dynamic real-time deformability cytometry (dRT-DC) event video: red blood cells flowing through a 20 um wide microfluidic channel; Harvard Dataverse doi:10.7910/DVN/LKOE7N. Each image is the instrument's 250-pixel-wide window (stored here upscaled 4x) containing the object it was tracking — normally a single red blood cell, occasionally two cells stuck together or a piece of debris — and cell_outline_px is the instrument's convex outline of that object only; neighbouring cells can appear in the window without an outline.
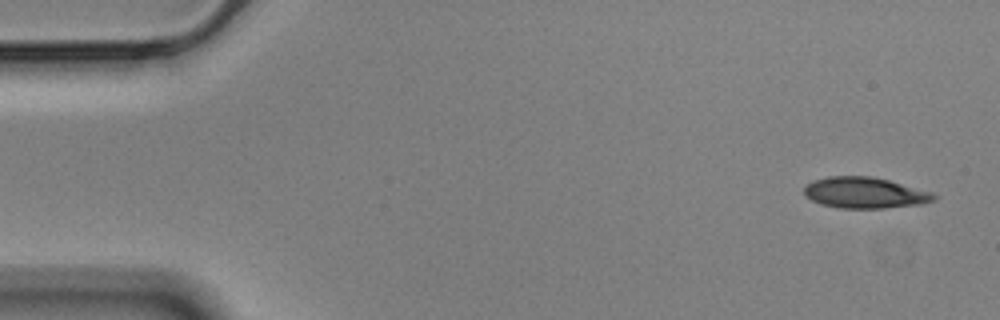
{"species": "Egyptian fruit bat (a non-hibernating species)", "species_latin": "Rousettus aegyptiacus", "temperature_condition": "cold", "stored_images_in_passage": 54, "camera_frame_rate_fps": 3000, "um_per_image_px": 0.085, "animal": {"sex": "male"}, "frame": {"image": 1, "passage_image": 1, "time_ms": 0.0, "image_size_px": [1000, 320], "cell_outline_px": [[940, 196], [936, 200], [920, 204], [884, 208], [840, 208], [820, 204], [804, 196], [804, 188], [812, 180], [828, 176], [872, 176], [888, 180], [932, 192]], "centroid_in_image_um": [73.51, 16.38], "position_along_channel_um": 11.5, "area_um2": 23.58}}
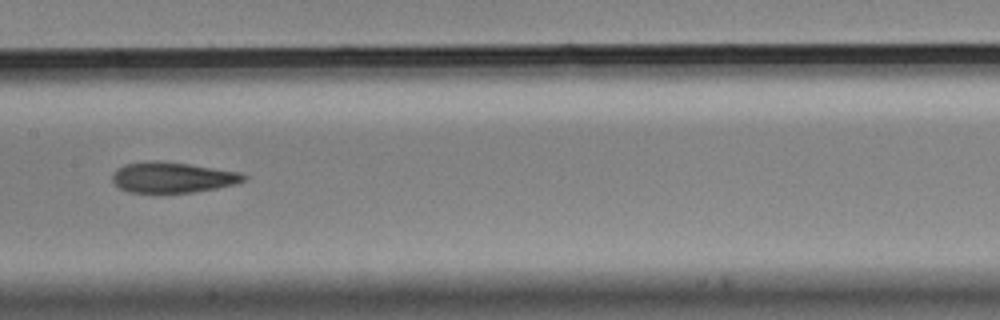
{"frame": {"image": 2, "passage_image": 26, "time_ms": 8.333, "image_size_px": [1000, 320], "cell_outline_px": [[248, 176], [244, 180], [236, 184], [216, 188], [192, 192], [128, 192], [120, 188], [112, 180], [112, 176], [124, 164], [148, 160], [160, 160], [188, 164], [240, 172]], "centroid_in_image_um": [14.68, 15.07], "position_along_channel_um": 192.7, "area_um2": 23.24}}
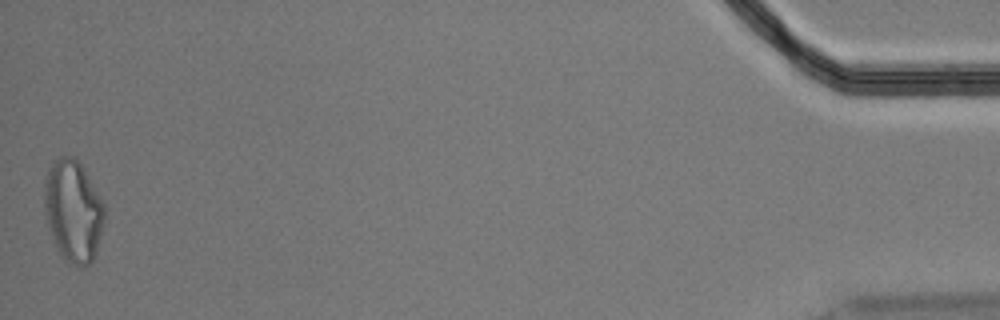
{"frame": {"image": 3, "passage_image": 54, "time_ms": 17.667, "image_size_px": [1000, 320], "cell_outline_px": [[104, 220], [96, 252], [92, 260], [84, 268], [80, 268], [64, 260], [56, 248], [44, 212], [44, 180], [48, 168], [60, 156], [76, 156], [84, 168], [104, 204]], "centroid_in_image_um": [6.21, 17.92], "position_along_channel_um": 429.0, "area_um2": 35.84}, "authors_computed_cell_mechanics": {"area_um2": 24.0448, "velocity_mm_per_s": 3.5412, "shape_relaxation_time_tau1_ms": 9.2183, "shape_relaxation_time_tau2_ms": 3.0119, "deformation_change_tau1": 0.2142, "deformation_change_tau2": 0.1153}}